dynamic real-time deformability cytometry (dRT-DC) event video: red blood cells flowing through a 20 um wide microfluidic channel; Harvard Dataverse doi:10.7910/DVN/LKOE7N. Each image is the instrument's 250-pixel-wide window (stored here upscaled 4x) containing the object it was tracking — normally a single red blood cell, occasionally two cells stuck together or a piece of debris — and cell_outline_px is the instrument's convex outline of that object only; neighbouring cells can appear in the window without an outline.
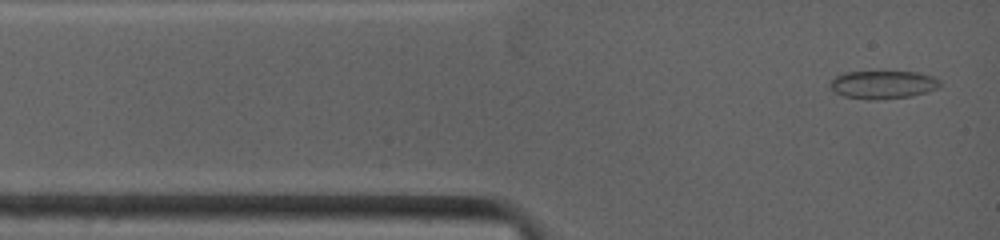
{"species": "common noctule bat (a hibernating species)", "species_latin": "Nyctalus noctula", "temperature_condition": "warm", "stored_images_in_passage": 23, "camera_frame_rate_fps": 4500, "um_per_image_px": 0.085, "animal": {"sex": "female", "body_mass_g": 19.0, "forearm_length_mm": 53.3}, "frame": {"image": 1, "passage_image": 2, "time_ms": 0.222, "image_size_px": [1000, 240], "cell_outline_px": [[940, 84], [936, 88], [924, 92], [908, 96], [868, 100], [844, 96], [836, 92], [832, 88], [832, 80], [836, 76], [844, 72], [916, 72], [932, 76], [940, 80]], "centroid_in_image_um": [75.04, 7.18], "position_along_channel_um": 10.0, "area_um2": 17.46}}
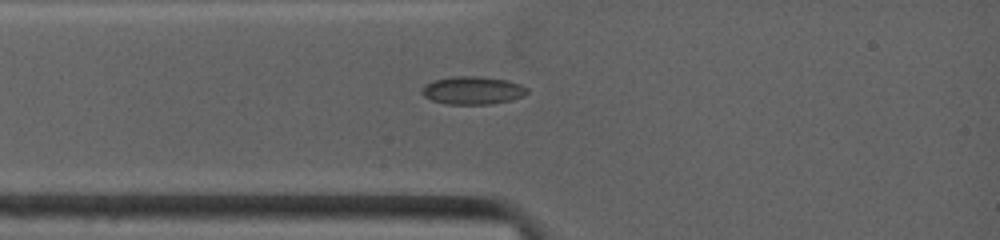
{"frame": {"image": 2, "passage_image": 12, "time_ms": 2.0, "image_size_px": [1000, 240], "cell_outline_px": [[528, 92], [524, 96], [512, 100], [492, 104], [448, 104], [432, 100], [424, 96], [420, 92], [420, 88], [424, 84], [432, 80], [452, 76], [480, 76], [508, 80], [520, 84], [528, 88]], "centroid_in_image_um": [40.16, 7.67], "position_along_channel_um": 44.8, "area_um2": 17.46}}
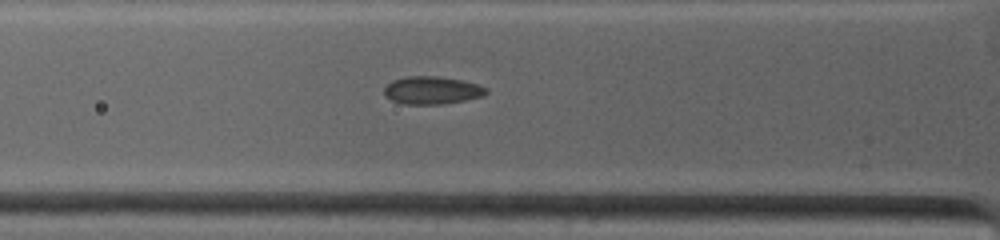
{"frame": {"image": 3, "passage_image": 19, "time_ms": 3.111, "image_size_px": [1000, 240], "cell_outline_px": [[488, 92], [484, 96], [464, 100], [440, 104], [404, 104], [392, 100], [384, 96], [384, 88], [392, 80], [408, 76], [440, 76], [464, 80], [476, 84], [484, 88]], "centroid_in_image_um": [36.69, 7.67], "position_along_channel_um": 89.1, "area_um2": 16.47}}